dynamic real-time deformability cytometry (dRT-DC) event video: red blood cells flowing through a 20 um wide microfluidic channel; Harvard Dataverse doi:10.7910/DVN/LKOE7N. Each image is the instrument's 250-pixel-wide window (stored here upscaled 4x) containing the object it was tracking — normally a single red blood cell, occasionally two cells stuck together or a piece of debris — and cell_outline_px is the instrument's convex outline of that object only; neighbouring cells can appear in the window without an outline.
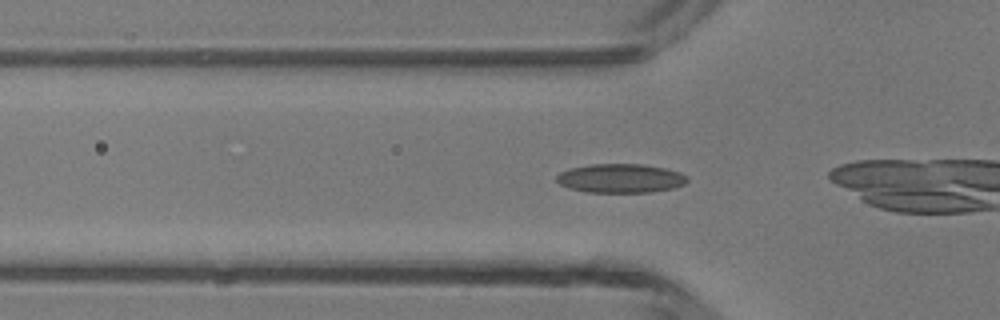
{"species": "common noctule bat (a hibernating species)", "species_latin": "Nyctalus noctula", "temperature_condition": "room temperature", "stored_images_in_passage": 31, "camera_frame_rate_fps": 3000, "um_per_image_px": 0.085, "animal": {"sex": "male", "body_mass_g": 13.3}, "frame": {"image": 1, "passage_image": 10, "time_ms": 3.0, "image_size_px": [1000, 320], "cell_outline_px": [[688, 180], [684, 184], [672, 188], [652, 192], [588, 192], [568, 188], [560, 184], [556, 180], [556, 176], [560, 172], [572, 168], [592, 164], [644, 164], [664, 168], [680, 172], [688, 176]], "centroid_in_image_um": [52.76, 15.15], "position_along_channel_um": 73.0, "area_um2": 22.02}}
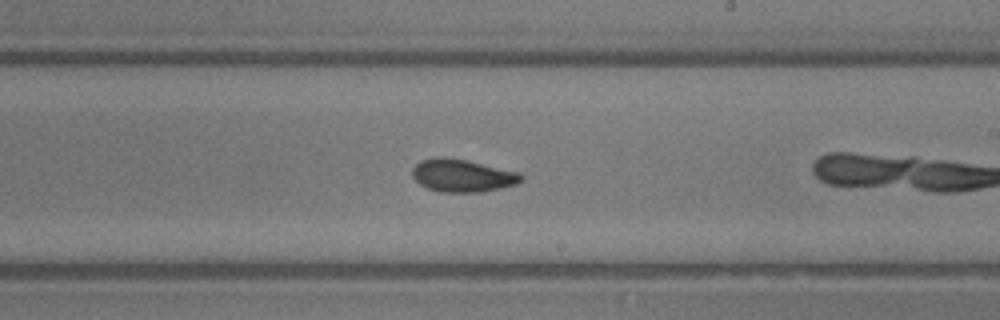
{"frame": {"image": 2, "passage_image": 22, "time_ms": 7.0, "image_size_px": [1000, 320], "cell_outline_px": [[524, 180], [516, 184], [500, 188], [480, 192], [440, 192], [428, 188], [420, 184], [412, 176], [412, 168], [420, 160], [436, 156], [440, 156], [464, 160], [520, 172], [524, 176]], "centroid_in_image_um": [39.3, 14.92], "position_along_channel_um": 249.7, "area_um2": 20.75}}
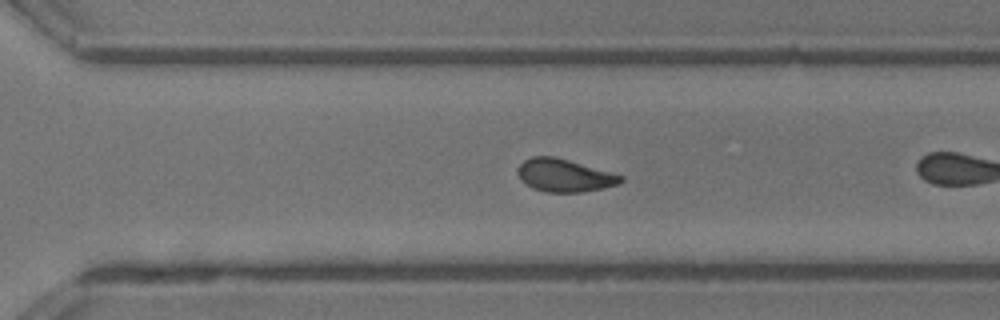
{"frame": {"image": 3, "passage_image": 27, "time_ms": 8.667, "image_size_px": [1000, 320], "cell_outline_px": [[624, 180], [620, 184], [604, 188], [584, 192], [544, 192], [532, 188], [524, 184], [520, 180], [520, 164], [524, 160], [532, 156], [552, 156], [568, 160], [624, 176]], "centroid_in_image_um": [47.99, 14.93], "position_along_channel_um": 322.6, "area_um2": 19.59}}